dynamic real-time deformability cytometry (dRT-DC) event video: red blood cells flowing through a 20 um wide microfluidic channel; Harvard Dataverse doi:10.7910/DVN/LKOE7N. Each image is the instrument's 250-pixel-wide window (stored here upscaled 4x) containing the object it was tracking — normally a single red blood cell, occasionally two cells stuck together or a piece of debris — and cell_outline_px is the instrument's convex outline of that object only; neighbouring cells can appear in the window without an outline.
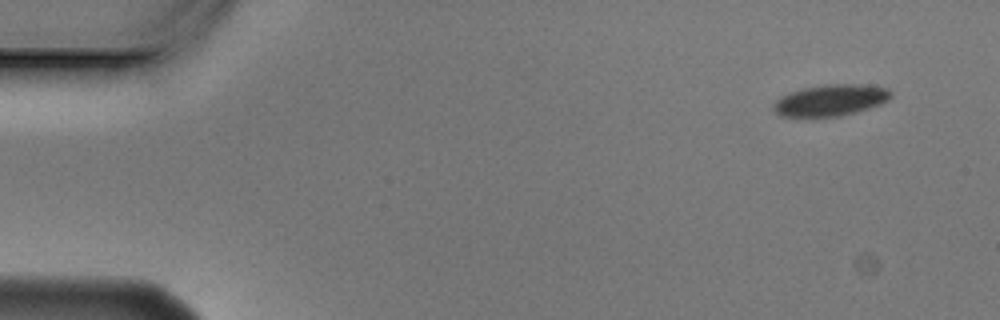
{"species": "Egyptian fruit bat (a non-hibernating species)", "species_latin": "Rousettus aegyptiacus", "temperature_condition": "cold", "stored_images_in_passage": 5, "segment_of_instrument_passage": [1, 2], "camera_frame_rate_fps": 3000, "um_per_image_px": 0.085, "animal": {"sex": "male"}, "frame": {"image": 1, "passage_image": 1, "time_ms": 0.0, "image_size_px": [1000, 320], "cell_outline_px": [[892, 96], [888, 100], [880, 104], [856, 112], [840, 116], [812, 120], [780, 116], [772, 108], [776, 100], [780, 96], [788, 92], [804, 88], [828, 84], [856, 84], [884, 88], [892, 92]], "centroid_in_image_um": [70.51, 8.57], "position_along_channel_um": 14.5, "area_um2": 22.08}}
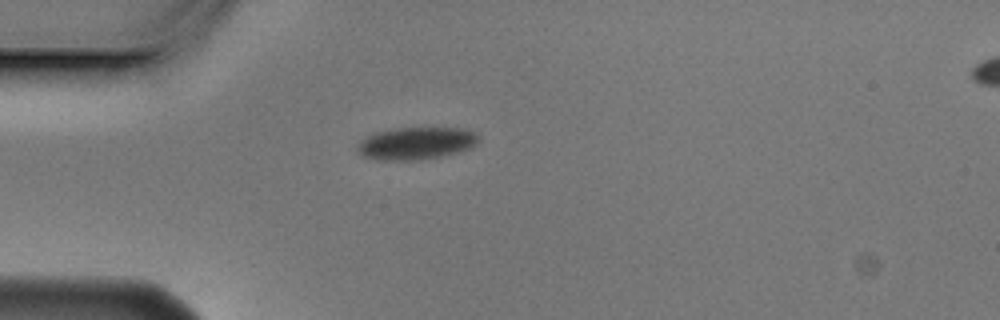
{"frame": {"image": 2, "passage_image": 4, "time_ms": 1.0, "image_size_px": [1000, 320], "cell_outline_px": [[480, 136], [476, 144], [468, 148], [456, 152], [440, 156], [420, 160], [376, 160], [364, 156], [356, 148], [360, 140], [372, 132], [396, 128], [460, 128], [472, 132]], "centroid_in_image_um": [35.31, 12.17], "position_along_channel_um": 49.7, "area_um2": 22.77}}